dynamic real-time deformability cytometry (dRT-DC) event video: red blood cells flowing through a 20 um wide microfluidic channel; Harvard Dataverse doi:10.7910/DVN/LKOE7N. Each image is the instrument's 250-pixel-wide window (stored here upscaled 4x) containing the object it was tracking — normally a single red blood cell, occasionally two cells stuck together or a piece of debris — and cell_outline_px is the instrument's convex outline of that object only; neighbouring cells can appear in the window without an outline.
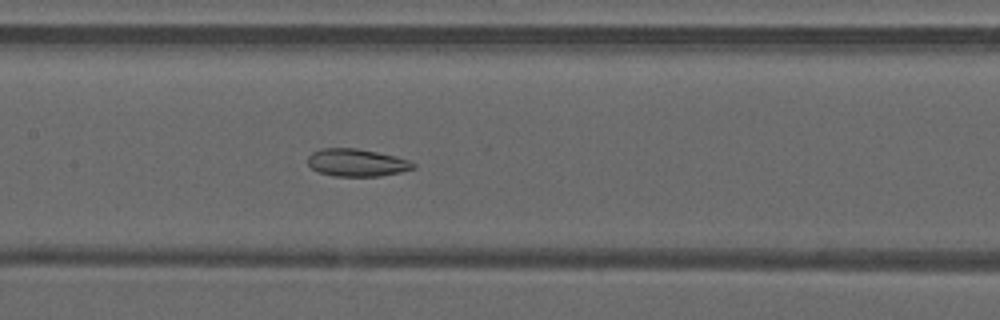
{"species": "common noctule bat (a hibernating species)", "species_latin": "Nyctalus noctula", "temperature_condition": "warm", "stored_images_in_passage": 45, "camera_frame_rate_fps": 3000, "um_per_image_px": 0.085, "animal": {"sex": "male", "forearm_length_mm": 52.5}, "frame": {"image": 1, "passage_image": 20, "time_ms": 6.333, "image_size_px": [1000, 320], "cell_outline_px": [[416, 168], [400, 172], [380, 176], [332, 176], [320, 172], [312, 168], [308, 164], [308, 156], [312, 152], [320, 148], [356, 148], [396, 156], [408, 160], [416, 164]], "centroid_in_image_um": [30.32, 13.82], "position_along_channel_um": 177.1, "area_um2": 16.94}}
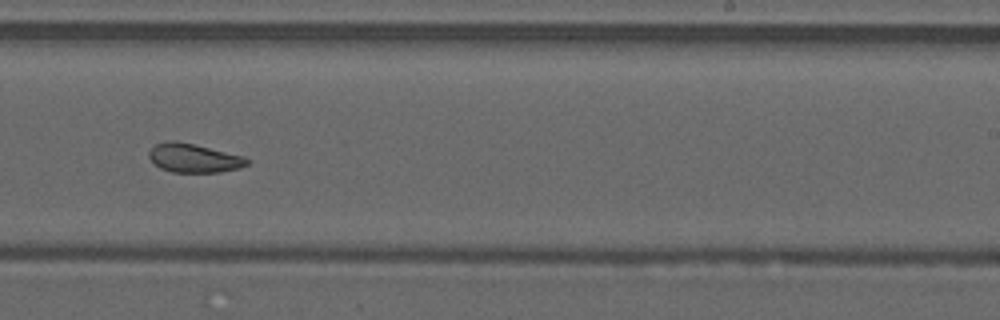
{"frame": {"image": 2, "passage_image": 27, "time_ms": 8.667, "image_size_px": [1000, 320], "cell_outline_px": [[248, 164], [240, 168], [220, 172], [172, 172], [160, 168], [148, 156], [148, 152], [156, 144], [168, 140], [176, 140], [196, 144], [244, 156], [248, 160]], "centroid_in_image_um": [16.48, 13.42], "position_along_channel_um": 272.5, "area_um2": 16.53}}
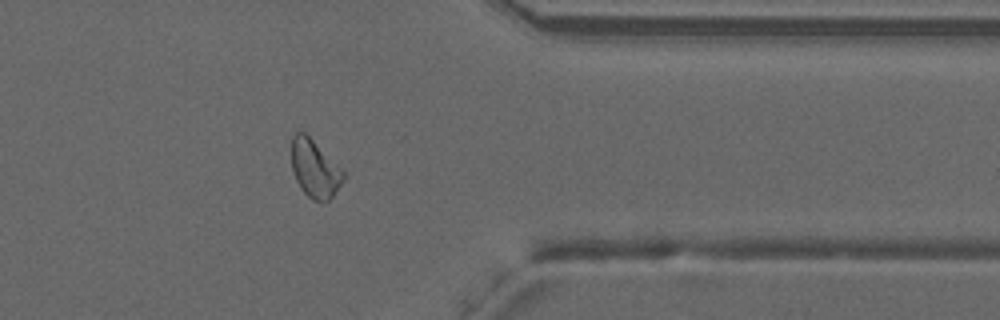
{"frame": {"image": 3, "passage_image": 36, "time_ms": 11.667, "image_size_px": [1000, 320], "cell_outline_px": [[344, 180], [332, 196], [328, 200], [312, 200], [300, 188], [292, 172], [292, 136], [296, 132], [304, 132], [344, 168]], "centroid_in_image_um": [26.77, 14.32], "position_along_channel_um": 384.6, "area_um2": 17.51}, "authors_computed_cell_mechanics": {"area_um2": 17.6868, "velocity_mm_per_s": 4.114, "shape_relaxation_time_tau1_ms": null, "shape_relaxation_time_tau2_ms": 2.9141, "deformation_change_tau1": null, "deformation_change_tau2": 0.0914}}